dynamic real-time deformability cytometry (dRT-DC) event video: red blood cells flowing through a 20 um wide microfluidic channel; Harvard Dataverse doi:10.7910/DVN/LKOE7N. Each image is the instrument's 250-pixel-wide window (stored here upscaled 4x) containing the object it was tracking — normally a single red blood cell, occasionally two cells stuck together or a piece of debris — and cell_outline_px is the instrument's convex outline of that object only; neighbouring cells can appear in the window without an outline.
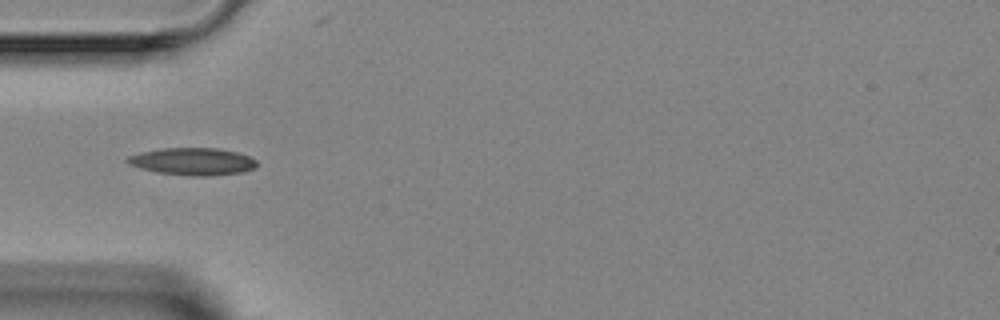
{"species": "Egyptian fruit bat (a non-hibernating species)", "species_latin": "Rousettus aegyptiacus", "temperature_condition": "room temperature", "stored_images_in_passage": 1, "camera_frame_rate_fps": 3000, "um_per_image_px": 0.085, "animal": {"sex": "female"}, "frame": {"image": 1, "passage_image": 1, "time_ms": 0.0, "image_size_px": [1000, 320], "cell_outline_px": [[256, 168], [244, 172], [208, 176], [196, 176], [156, 172], [140, 168], [128, 164], [124, 160], [128, 156], [140, 152], [160, 148], [216, 148], [236, 152], [248, 156], [256, 160]], "centroid_in_image_um": [16.35, 13.72], "position_along_channel_um": 68.6, "area_um2": 20.63}}